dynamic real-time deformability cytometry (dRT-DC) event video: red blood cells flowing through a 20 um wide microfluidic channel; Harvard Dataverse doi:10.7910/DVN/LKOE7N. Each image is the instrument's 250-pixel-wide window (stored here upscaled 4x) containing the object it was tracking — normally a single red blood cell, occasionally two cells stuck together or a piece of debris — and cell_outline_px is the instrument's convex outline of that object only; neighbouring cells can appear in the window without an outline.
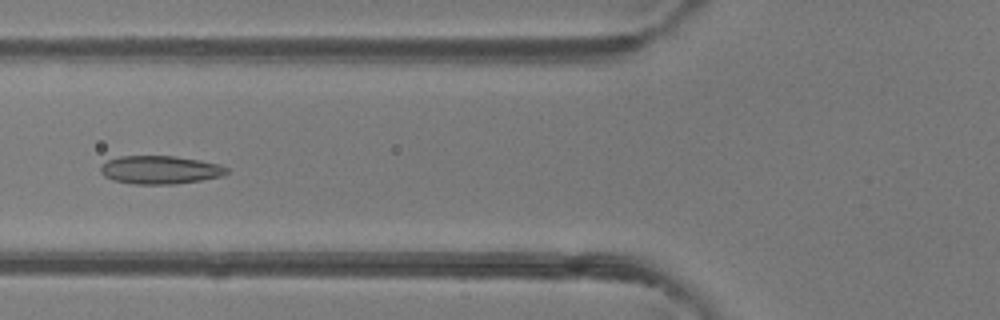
{"species": "common noctule bat (a hibernating species)", "species_latin": "Nyctalus noctula", "temperature_condition": "room temperature", "stored_images_in_passage": 50, "camera_frame_rate_fps": 3000, "um_per_image_px": 0.085, "animal": {"sex": "female"}, "frame": {"image": 1, "passage_image": 20, "time_ms": 6.333, "image_size_px": [1000, 320], "cell_outline_px": [[228, 172], [220, 176], [200, 180], [172, 184], [136, 184], [112, 180], [104, 176], [100, 172], [100, 164], [108, 160], [120, 156], [176, 156], [200, 160], [220, 164], [228, 168]], "centroid_in_image_um": [13.58, 14.43], "position_along_channel_um": 112.2, "area_um2": 20.75}}
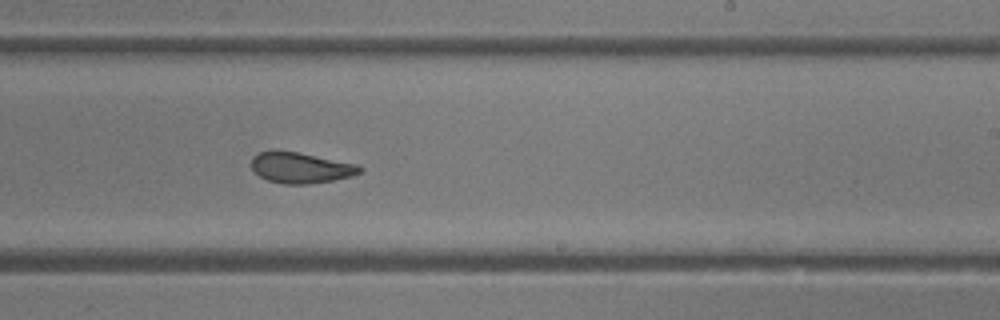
{"frame": {"image": 2, "passage_image": 31, "time_ms": 10.0, "image_size_px": [1000, 320], "cell_outline_px": [[364, 168], [360, 172], [352, 176], [332, 180], [308, 184], [284, 184], [268, 180], [260, 176], [252, 168], [252, 156], [260, 152], [296, 152], [356, 164]], "centroid_in_image_um": [25.57, 14.28], "position_along_channel_um": 263.4, "area_um2": 18.9}}
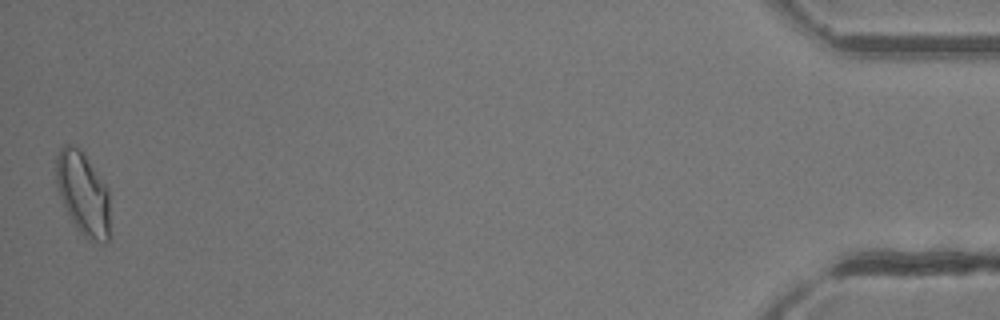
{"frame": {"image": 3, "passage_image": 50, "time_ms": 16.333, "image_size_px": [1000, 320], "cell_outline_px": [[108, 240], [104, 244], [88, 240], [76, 228], [56, 188], [56, 156], [60, 148], [64, 144], [72, 144], [84, 152], [108, 188]], "centroid_in_image_um": [7.04, 16.42], "position_along_channel_um": 428.2, "area_um2": 26.07}, "authors_computed_cell_mechanics": {"area_um2": 21.3282, "velocity_mm_per_s": 4.1248, "shape_relaxation_time_tau1_ms": 5.4508, "shape_relaxation_time_tau2_ms": 1.8221, "deformation_change_tau1": 0.1412, "deformation_change_tau2": 0.0687}}